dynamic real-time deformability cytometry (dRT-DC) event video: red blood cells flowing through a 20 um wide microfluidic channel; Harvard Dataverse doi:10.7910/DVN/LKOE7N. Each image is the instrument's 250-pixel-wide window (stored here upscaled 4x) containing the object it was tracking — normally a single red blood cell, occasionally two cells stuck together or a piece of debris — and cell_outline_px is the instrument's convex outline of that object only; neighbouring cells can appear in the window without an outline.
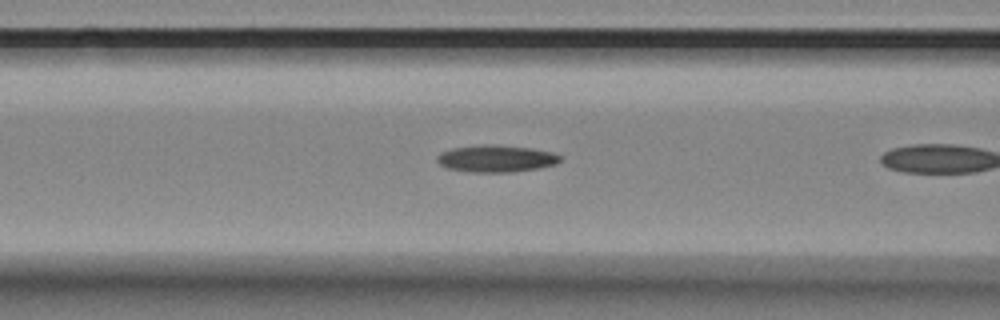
{"species": "Egyptian fruit bat (a non-hibernating species)", "species_latin": "Rousettus aegyptiacus", "temperature_condition": "room temperature", "stored_images_in_passage": 9, "camera_frame_rate_fps": 3000, "um_per_image_px": 0.085, "animal": {"sex": "female"}, "frame": {"image": 1, "passage_image": 8, "time_ms": 2.333, "image_size_px": [1000, 320], "cell_outline_px": [[560, 160], [556, 164], [536, 168], [512, 172], [468, 172], [444, 168], [436, 160], [436, 156], [440, 152], [452, 148], [484, 144], [492, 144], [532, 148], [552, 152], [560, 156]], "centroid_in_image_um": [42.11, 13.48], "position_along_channel_um": 124.5, "area_um2": 19.48}}